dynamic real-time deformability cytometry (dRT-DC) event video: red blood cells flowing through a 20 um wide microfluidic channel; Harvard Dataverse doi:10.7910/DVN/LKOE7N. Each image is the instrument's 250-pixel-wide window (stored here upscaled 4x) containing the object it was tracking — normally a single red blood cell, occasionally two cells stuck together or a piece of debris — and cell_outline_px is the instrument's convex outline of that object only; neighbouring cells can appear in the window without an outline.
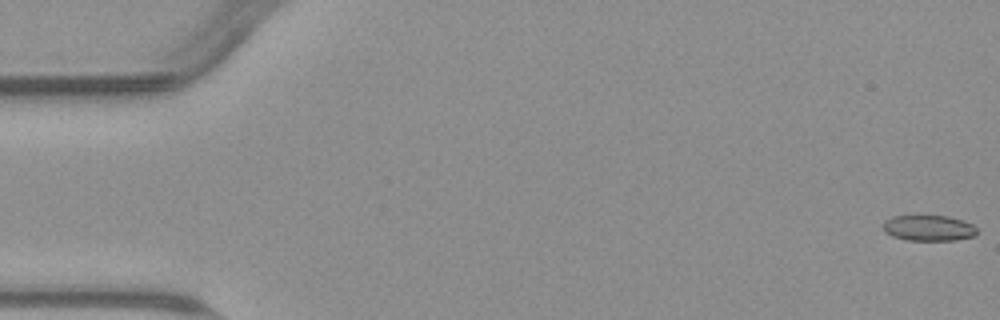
{"species": "common noctule bat (a hibernating species)", "species_latin": "Nyctalus noctula", "temperature_condition": "warm", "stored_images_in_passage": 55, "camera_frame_rate_fps": 3000, "um_per_image_px": 0.085, "animal": {"sex": "male", "body_mass_g": 23.1, "forearm_length_mm": 52.7}, "frame": {"image": 1, "passage_image": 1, "time_ms": 0.0, "image_size_px": [1000, 320], "cell_outline_px": [[976, 236], [956, 240], [908, 240], [892, 236], [884, 232], [884, 220], [892, 216], [948, 216], [972, 224], [976, 228]], "centroid_in_image_um": [78.93, 19.39], "position_along_channel_um": 6.1, "area_um2": 13.99}}
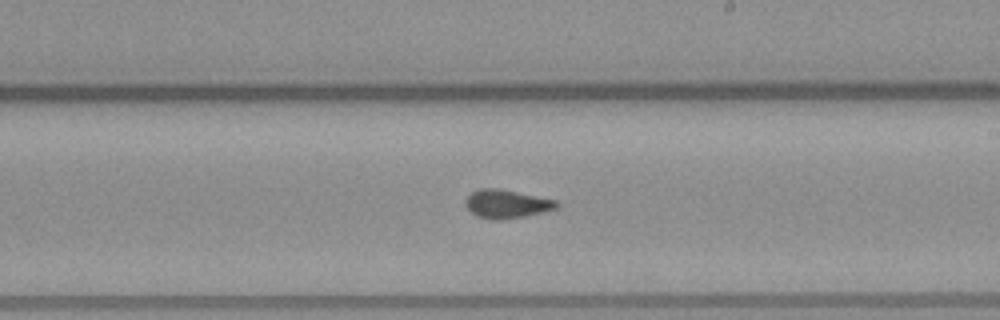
{"frame": {"image": 2, "passage_image": 32, "time_ms": 10.333, "image_size_px": [1000, 320], "cell_outline_px": [[560, 204], [556, 208], [524, 216], [500, 220], [492, 220], [476, 216], [464, 204], [464, 200], [472, 192], [480, 188], [496, 188], [556, 200]], "centroid_in_image_um": [43.02, 17.34], "position_along_channel_um": 246.0, "area_um2": 14.91}}
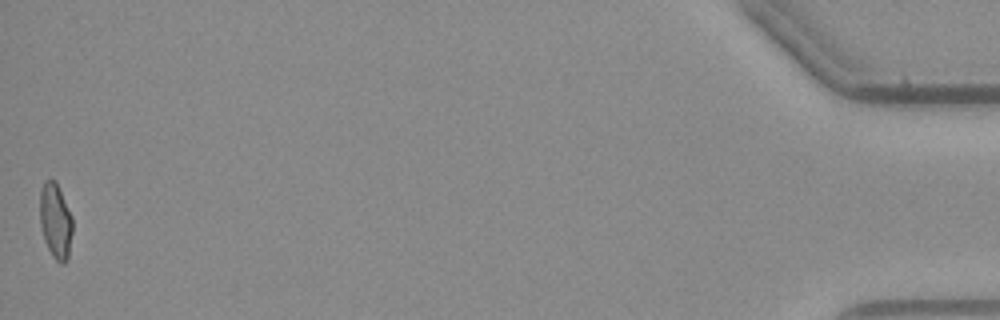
{"frame": {"image": 3, "passage_image": 55, "time_ms": 18.0, "image_size_px": [1000, 320], "cell_outline_px": [[72, 232], [68, 260], [64, 264], [60, 264], [52, 256], [44, 240], [40, 228], [40, 192], [44, 180], [56, 180], [72, 216]], "centroid_in_image_um": [4.72, 18.8], "position_along_channel_um": 430.5, "area_um2": 14.57}, "authors_computed_cell_mechanics": {"area_um2": 14.8546, "velocity_mm_per_s": 3.7989, "shape_relaxation_time_tau1_ms": null, "shape_relaxation_time_tau2_ms": 2.244, "deformation_change_tau1": null, "deformation_change_tau2": 0.0637}}